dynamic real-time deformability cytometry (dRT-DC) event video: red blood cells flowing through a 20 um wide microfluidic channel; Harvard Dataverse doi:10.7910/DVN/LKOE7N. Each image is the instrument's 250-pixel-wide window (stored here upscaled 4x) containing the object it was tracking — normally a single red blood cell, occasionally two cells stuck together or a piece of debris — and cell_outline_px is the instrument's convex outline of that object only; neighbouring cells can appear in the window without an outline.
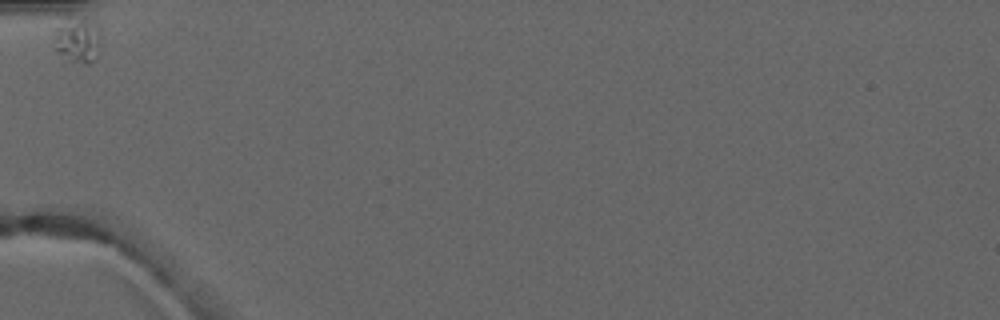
{"species": "common noctule bat (a hibernating species)", "species_latin": "Nyctalus noctula", "temperature_condition": "warm", "stored_images_in_passage": 2, "camera_frame_rate_fps": 3000, "um_per_image_px": 0.085, "animal": {"sex": "male", "forearm_length_mm": 52.5}, "frame": {"image": 1, "passage_image": 1, "time_ms": 0.0, "image_size_px": [1000, 320], "cell_outline_px": [[100, 52], [88, 64], [84, 64], [68, 60], [52, 48], [56, 28], [68, 16], [84, 20], [100, 32]], "centroid_in_image_um": [6.54, 3.45], "position_along_channel_um": 78.5, "area_um2": 12.2}}